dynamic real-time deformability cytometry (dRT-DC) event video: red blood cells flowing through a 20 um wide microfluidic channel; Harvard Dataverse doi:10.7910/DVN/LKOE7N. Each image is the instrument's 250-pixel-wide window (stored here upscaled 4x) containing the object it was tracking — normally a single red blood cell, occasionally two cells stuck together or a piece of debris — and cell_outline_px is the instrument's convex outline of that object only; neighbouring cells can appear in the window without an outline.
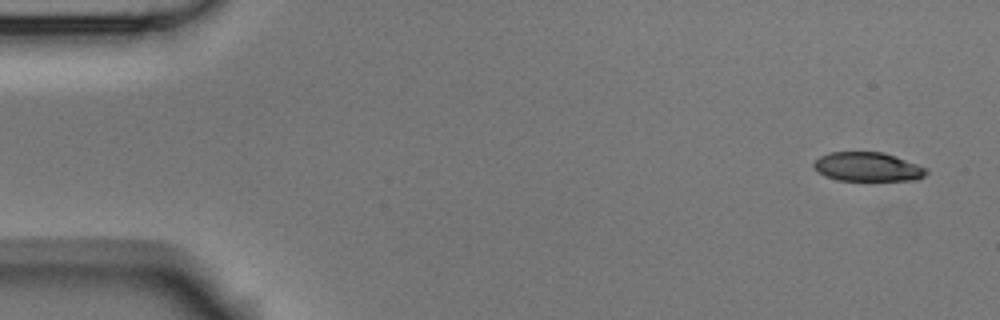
{"species": "Egyptian fruit bat (a non-hibernating species)", "species_latin": "Rousettus aegyptiacus", "temperature_condition": "room temperature", "stored_images_in_passage": 7, "camera_frame_rate_fps": 3000, "um_per_image_px": 0.085, "animal": {"sex": "male"}, "frame": {"image": 1, "passage_image": 1, "time_ms": 0.0, "image_size_px": [1000, 320], "cell_outline_px": [[928, 172], [924, 176], [916, 180], [840, 180], [824, 176], [812, 164], [820, 156], [828, 152], [884, 152], [928, 168]], "centroid_in_image_um": [73.77, 14.17], "position_along_channel_um": 11.2, "area_um2": 18.96}}
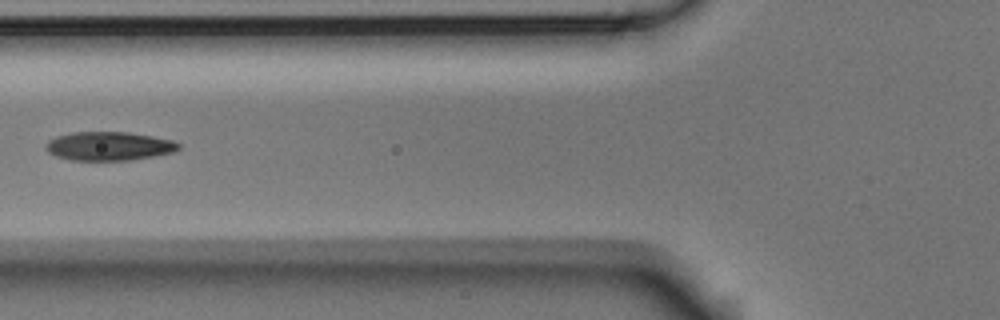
{"frame": {"image": 2, "passage_image": 6, "time_ms": 1.667, "image_size_px": [1000, 320], "cell_outline_px": [[180, 148], [172, 152], [132, 160], [68, 160], [56, 156], [48, 152], [48, 140], [56, 136], [72, 132], [128, 132], [152, 136], [172, 140], [180, 144]], "centroid_in_image_um": [9.26, 12.42], "position_along_channel_um": 116.5, "area_um2": 22.08}}
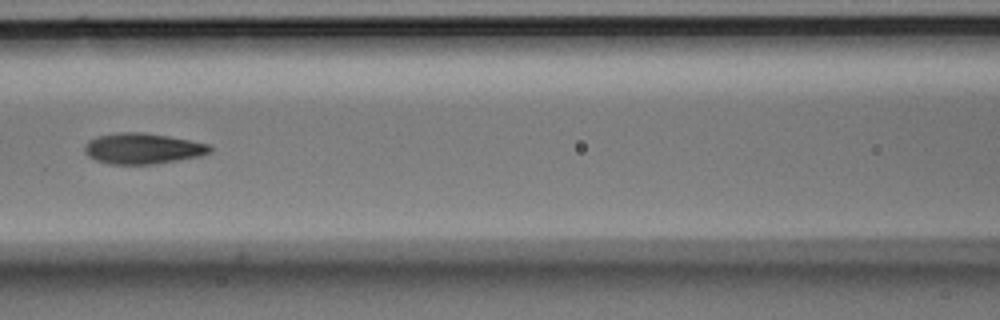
{"frame": {"image": 3, "passage_image": 7, "time_ms": 2.0, "image_size_px": [1000, 320], "cell_outline_px": [[212, 152], [200, 156], [156, 164], [108, 164], [96, 160], [88, 156], [84, 152], [84, 144], [88, 140], [96, 136], [120, 132], [140, 132], [168, 136], [208, 144], [212, 148]], "centroid_in_image_um": [12.09, 12.63], "position_along_channel_um": 154.5, "area_um2": 22.54}}